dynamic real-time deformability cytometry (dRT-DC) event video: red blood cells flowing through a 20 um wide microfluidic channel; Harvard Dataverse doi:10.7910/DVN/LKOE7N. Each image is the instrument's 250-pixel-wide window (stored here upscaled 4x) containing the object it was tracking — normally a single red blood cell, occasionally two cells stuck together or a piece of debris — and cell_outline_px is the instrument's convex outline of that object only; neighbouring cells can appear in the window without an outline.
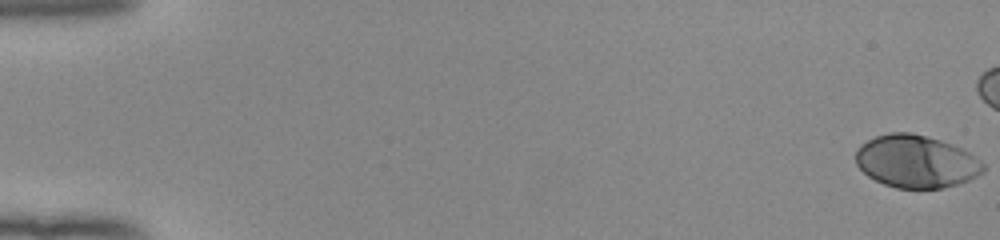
{"species": "human", "species_latin": "Homo sapiens", "temperature_condition": "room temperature", "stored_images_in_passage": 47, "camera_frame_rate_fps": 3000, "um_per_image_px": 0.085, "donor": {"sex": "female"}, "frame": {"image": 1, "passage_image": 1, "time_ms": 0.0, "image_size_px": [1000, 240], "cell_outline_px": [[984, 172], [960, 184], [940, 188], [896, 188], [884, 184], [868, 176], [856, 164], [856, 152], [868, 140], [876, 136], [888, 132], [912, 132], [940, 140], [952, 144], [968, 152], [980, 160], [984, 164]], "centroid_in_image_um": [77.89, 13.73], "position_along_channel_um": 7.1, "area_um2": 38.9}}
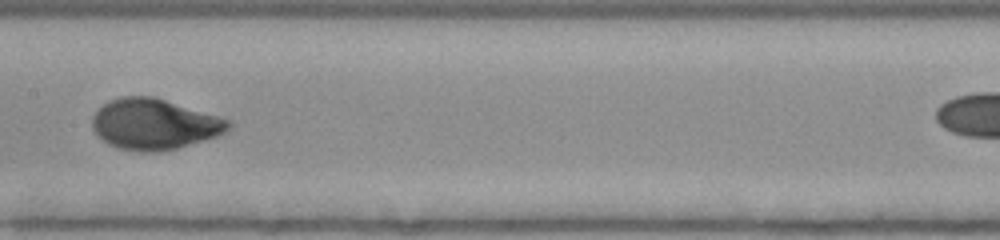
{"frame": {"image": 2, "passage_image": 29, "time_ms": 9.333, "image_size_px": [1000, 240], "cell_outline_px": [[232, 124], [224, 132], [216, 136], [204, 140], [176, 148], [156, 152], [140, 152], [116, 148], [108, 144], [96, 136], [92, 128], [92, 116], [104, 104], [120, 96], [152, 96], [216, 116], [228, 120]], "centroid_in_image_um": [13.04, 10.57], "position_along_channel_um": 194.4, "area_um2": 39.82}}
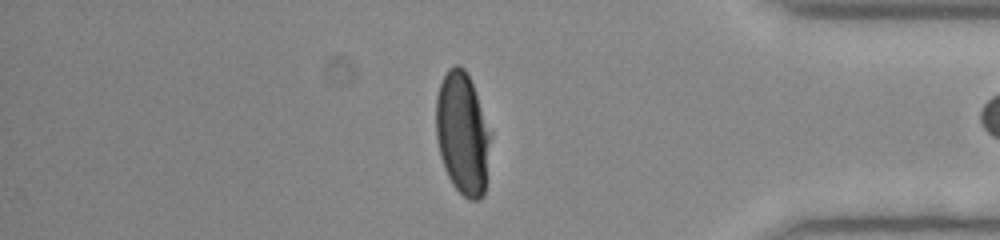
{"frame": {"image": 3, "passage_image": 46, "time_ms": 15.0, "image_size_px": [1000, 240], "cell_outline_px": [[488, 140], [484, 196], [480, 200], [468, 200], [452, 184], [444, 168], [440, 156], [436, 136], [436, 96], [440, 84], [448, 68], [456, 64], [460, 64], [468, 72], [488, 132]], "centroid_in_image_um": [39.25, 11.34], "position_along_channel_um": 396.0, "area_um2": 37.86}}